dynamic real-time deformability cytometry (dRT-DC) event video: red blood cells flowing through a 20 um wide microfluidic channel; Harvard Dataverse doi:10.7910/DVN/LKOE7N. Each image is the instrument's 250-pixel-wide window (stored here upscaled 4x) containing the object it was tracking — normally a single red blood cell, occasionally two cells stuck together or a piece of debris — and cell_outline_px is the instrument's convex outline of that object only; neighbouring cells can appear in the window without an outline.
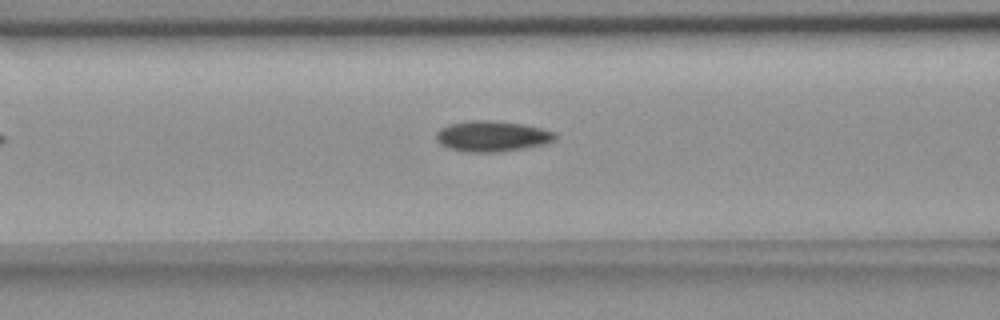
{"species": "common noctule bat (a hibernating species)", "species_latin": "Nyctalus noctula", "temperature_condition": "room temperature", "stored_images_in_passage": 33, "camera_frame_rate_fps": 3000, "um_per_image_px": 0.085, "animal": {"sex": "female", "body_mass_g": 18.4}, "frame": {"image": 1, "passage_image": 5, "time_ms": 1.333, "image_size_px": [1000, 320], "cell_outline_px": [[556, 140], [544, 144], [524, 148], [500, 152], [464, 152], [448, 148], [440, 144], [436, 140], [436, 132], [440, 128], [448, 124], [468, 120], [492, 120], [524, 124], [556, 132]], "centroid_in_image_um": [41.8, 11.57], "position_along_channel_um": 124.8, "area_um2": 21.56}}
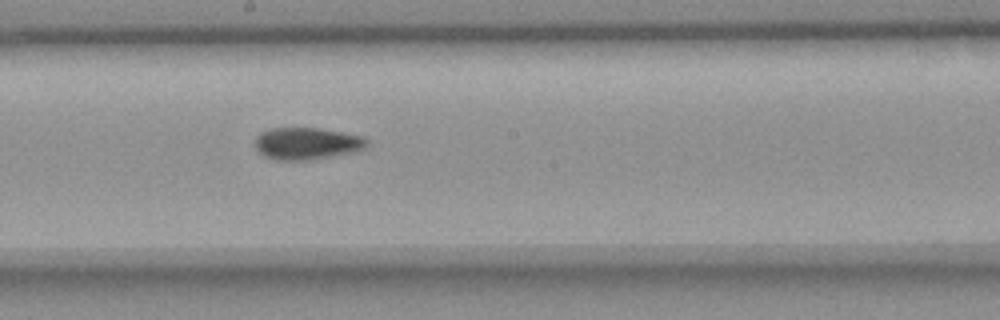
{"frame": {"image": 2, "passage_image": 13, "time_ms": 4.0, "image_size_px": [1000, 320], "cell_outline_px": [[368, 144], [364, 148], [352, 152], [308, 160], [276, 160], [264, 156], [256, 148], [256, 136], [260, 132], [272, 128], [320, 128], [364, 136], [368, 140]], "centroid_in_image_um": [26.08, 12.19], "position_along_channel_um": 222.1, "area_um2": 20.81}}
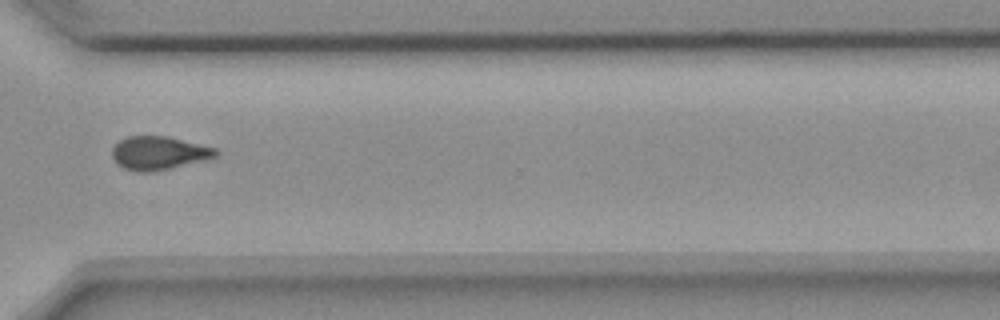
{"frame": {"image": 3, "passage_image": 24, "time_ms": 7.667, "image_size_px": [1000, 320], "cell_outline_px": [[220, 152], [216, 156], [208, 160], [156, 172], [136, 172], [124, 168], [116, 164], [112, 156], [112, 148], [120, 140], [128, 136], [168, 136], [216, 148]], "centroid_in_image_um": [13.52, 13.03], "position_along_channel_um": 357.1, "area_um2": 20.58}}